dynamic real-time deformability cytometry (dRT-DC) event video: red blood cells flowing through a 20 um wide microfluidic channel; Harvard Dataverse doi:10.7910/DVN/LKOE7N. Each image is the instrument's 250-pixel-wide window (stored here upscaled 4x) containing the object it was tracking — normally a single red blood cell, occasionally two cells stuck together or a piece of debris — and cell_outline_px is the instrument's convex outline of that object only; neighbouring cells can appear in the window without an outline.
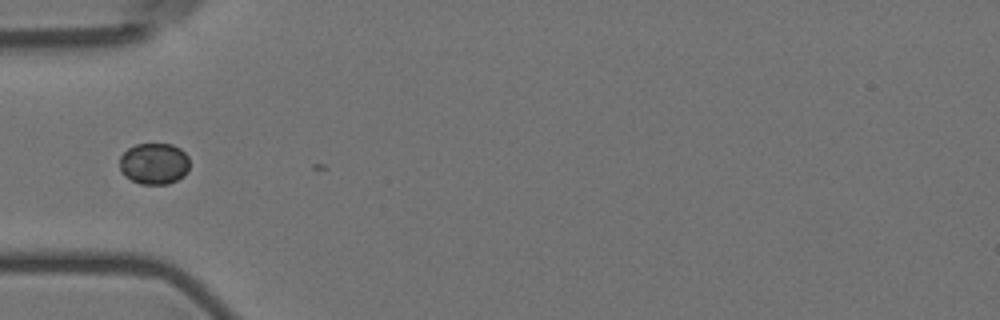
{"species": "Egyptian fruit bat (a non-hibernating species)", "species_latin": "Rousettus aegyptiacus", "temperature_condition": "room temperature", "stored_images_in_passage": 4, "camera_frame_rate_fps": 3000, "um_per_image_px": 0.085, "animal": {"sex": "female"}, "frame": {"image": 1, "passage_image": 2, "time_ms": 0.333, "image_size_px": [1000, 320], "cell_outline_px": [[188, 172], [184, 176], [168, 184], [140, 184], [124, 176], [120, 172], [120, 156], [128, 148], [136, 144], [172, 144], [180, 148], [188, 156]], "centroid_in_image_um": [13.09, 13.91], "position_along_channel_um": 71.9, "area_um2": 16.99}}